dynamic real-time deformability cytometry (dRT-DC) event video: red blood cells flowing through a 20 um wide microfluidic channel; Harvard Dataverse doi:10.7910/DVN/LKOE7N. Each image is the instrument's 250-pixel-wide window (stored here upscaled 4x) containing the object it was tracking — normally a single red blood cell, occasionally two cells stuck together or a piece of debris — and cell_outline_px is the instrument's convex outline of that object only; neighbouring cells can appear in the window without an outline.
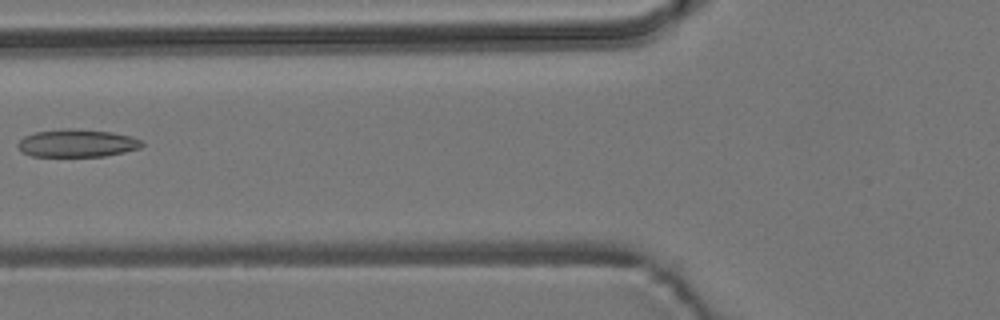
{"species": "common noctule bat (a hibernating species)", "species_latin": "Nyctalus noctula", "temperature_condition": "room temperature", "stored_images_in_passage": 8, "camera_frame_rate_fps": 3000, "um_per_image_px": 0.085, "animal": {"sex": "male", "body_mass_g": 19.2, "forearm_length_mm": 51.8}, "frame": {"image": 1, "passage_image": 7, "time_ms": 8.0, "image_size_px": [1000, 320], "cell_outline_px": [[144, 144], [140, 148], [124, 152], [104, 156], [32, 156], [24, 152], [16, 144], [24, 136], [36, 132], [68, 128], [72, 128], [112, 132], [132, 136], [140, 140]], "centroid_in_image_um": [6.57, 12.16], "position_along_channel_um": 119.2, "area_um2": 19.94}}
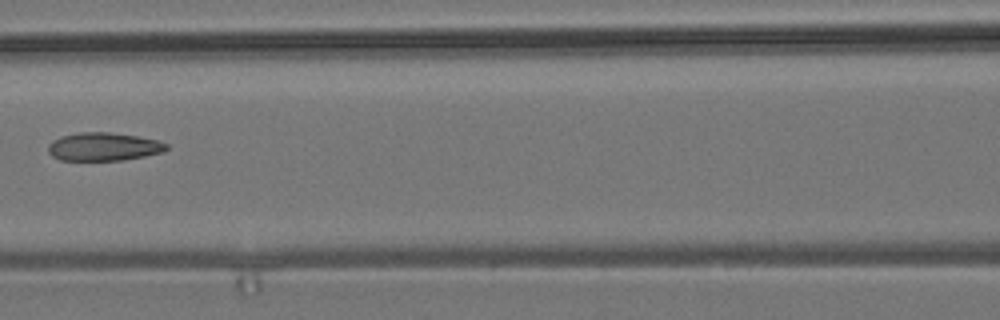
{"frame": {"image": 2, "passage_image": 8, "time_ms": 9.0, "image_size_px": [1000, 320], "cell_outline_px": [[168, 148], [164, 152], [124, 160], [60, 160], [52, 156], [48, 152], [48, 144], [52, 140], [60, 136], [80, 132], [108, 132], [136, 136], [156, 140], [168, 144]], "centroid_in_image_um": [8.78, 12.47], "position_along_channel_um": 157.8, "area_um2": 19.48}}